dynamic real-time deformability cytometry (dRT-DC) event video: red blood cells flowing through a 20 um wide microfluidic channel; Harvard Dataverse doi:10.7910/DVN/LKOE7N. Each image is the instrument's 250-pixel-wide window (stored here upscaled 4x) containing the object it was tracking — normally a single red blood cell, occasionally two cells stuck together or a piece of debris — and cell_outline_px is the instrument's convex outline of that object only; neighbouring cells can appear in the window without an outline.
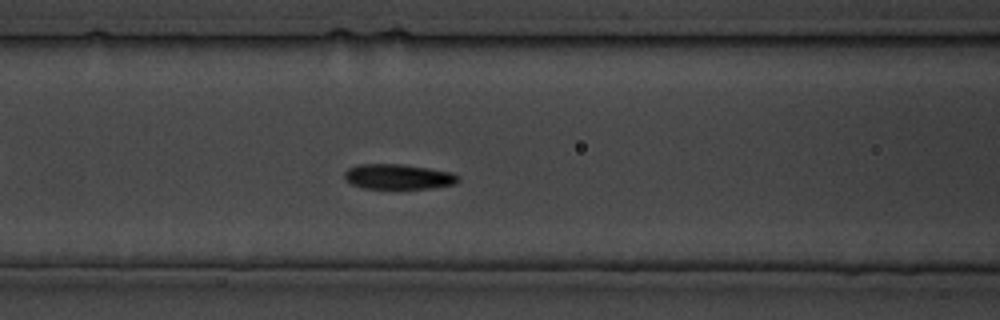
{"species": "common noctule bat (a hibernating species)", "species_latin": "Nyctalus noctula", "temperature_condition": "cold", "stored_images_in_passage": 21, "camera_frame_rate_fps": 3000, "um_per_image_px": 0.085, "animal": {"sex": "male", "body_mass_g": 19.5, "forearm_length_mm": 54.6}, "frame": {"image": 1, "passage_image": 10, "time_ms": 11.333, "image_size_px": [1000, 320], "cell_outline_px": [[460, 180], [452, 184], [428, 188], [364, 188], [352, 184], [344, 176], [344, 172], [348, 168], [356, 164], [400, 164], [428, 168], [452, 172], [460, 176]], "centroid_in_image_um": [33.84, 15.0], "position_along_channel_um": 132.8, "area_um2": 16.47}}
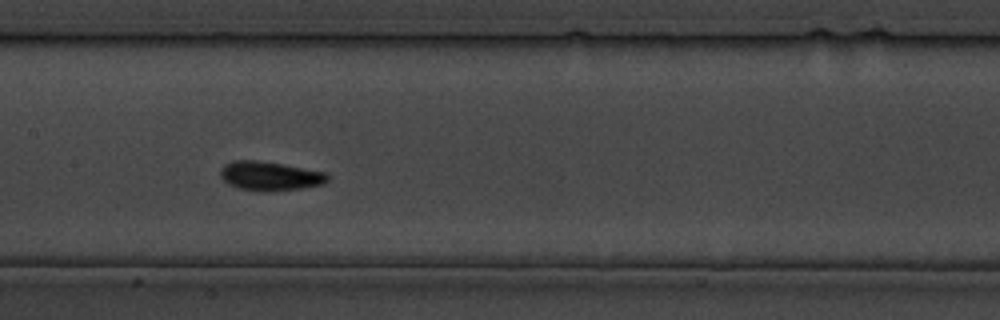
{"frame": {"image": 2, "passage_image": 12, "time_ms": 14.667, "image_size_px": [1000, 320], "cell_outline_px": [[328, 180], [324, 184], [300, 188], [240, 188], [228, 184], [220, 176], [220, 168], [224, 164], [232, 160], [256, 160], [284, 164], [324, 172], [328, 176]], "centroid_in_image_um": [22.91, 14.89], "position_along_channel_um": 184.5, "area_um2": 17.28}}